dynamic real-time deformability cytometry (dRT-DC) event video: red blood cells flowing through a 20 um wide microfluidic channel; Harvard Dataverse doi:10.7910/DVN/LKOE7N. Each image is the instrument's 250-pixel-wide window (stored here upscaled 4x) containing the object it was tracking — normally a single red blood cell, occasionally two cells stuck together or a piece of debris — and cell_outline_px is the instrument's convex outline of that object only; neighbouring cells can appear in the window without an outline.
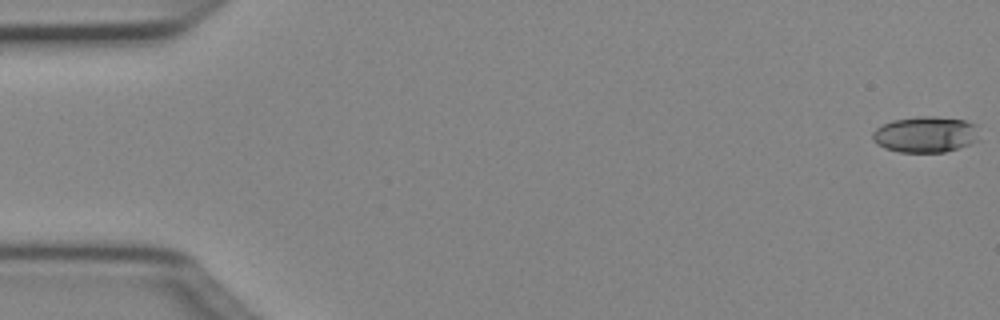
{"species": "Egyptian fruit bat (a non-hibernating species)", "species_latin": "Rousettus aegyptiacus", "temperature_condition": "cold", "stored_images_in_passage": 51, "camera_frame_rate_fps": 3000, "um_per_image_px": 0.085, "animal": {"sex": "female"}, "frame": {"image": 1, "passage_image": 1, "time_ms": 0.0, "image_size_px": [1000, 320], "cell_outline_px": [[980, 140], [944, 152], [900, 152], [884, 148], [876, 144], [872, 140], [872, 132], [876, 128], [892, 120], [916, 116], [936, 116], [964, 120], [976, 124]], "centroid_in_image_um": [78.65, 11.42], "position_along_channel_um": 6.3, "area_um2": 22.6}}
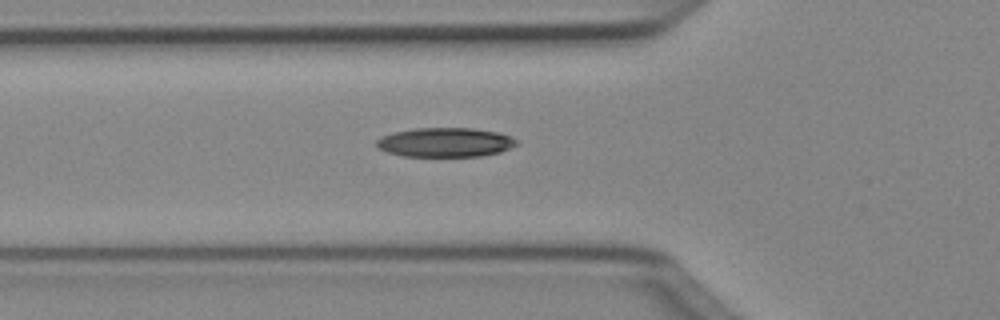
{"frame": {"image": 2, "passage_image": 18, "time_ms": 5.667, "image_size_px": [1000, 320], "cell_outline_px": [[520, 144], [500, 152], [480, 156], [400, 156], [376, 148], [376, 140], [380, 136], [412, 128], [472, 128], [496, 132], [508, 136], [516, 140]], "centroid_in_image_um": [37.81, 12.1], "position_along_channel_um": 88.0, "area_um2": 23.93}}
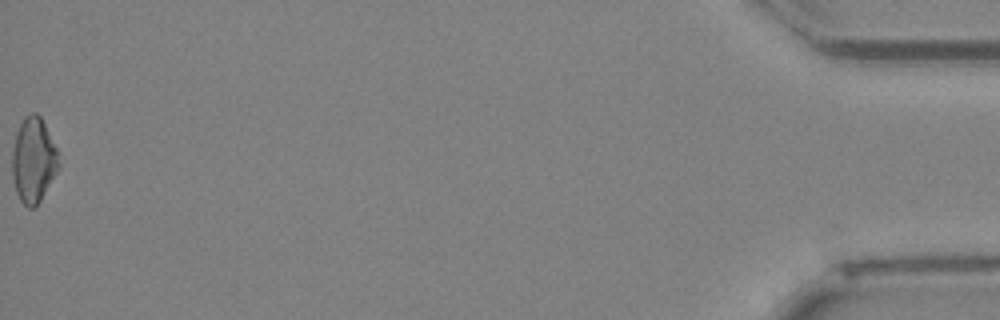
{"frame": {"image": 3, "passage_image": 51, "time_ms": 16.667, "image_size_px": [1000, 320], "cell_outline_px": [[60, 164], [56, 172], [40, 200], [32, 208], [28, 208], [20, 200], [16, 192], [12, 176], [12, 148], [16, 132], [24, 116], [32, 112], [36, 112], [40, 116], [56, 148]], "centroid_in_image_um": [2.81, 13.59], "position_along_channel_um": 432.4, "area_um2": 22.83}, "authors_computed_cell_mechanics": {"area_um2": 23.0044, "velocity_mm_per_s": 4.0557, "shape_relaxation_time_tau1_ms": 6.5533, "shape_relaxation_time_tau2_ms": null, "deformation_change_tau1": 0.1579, "deformation_change_tau2": null}}